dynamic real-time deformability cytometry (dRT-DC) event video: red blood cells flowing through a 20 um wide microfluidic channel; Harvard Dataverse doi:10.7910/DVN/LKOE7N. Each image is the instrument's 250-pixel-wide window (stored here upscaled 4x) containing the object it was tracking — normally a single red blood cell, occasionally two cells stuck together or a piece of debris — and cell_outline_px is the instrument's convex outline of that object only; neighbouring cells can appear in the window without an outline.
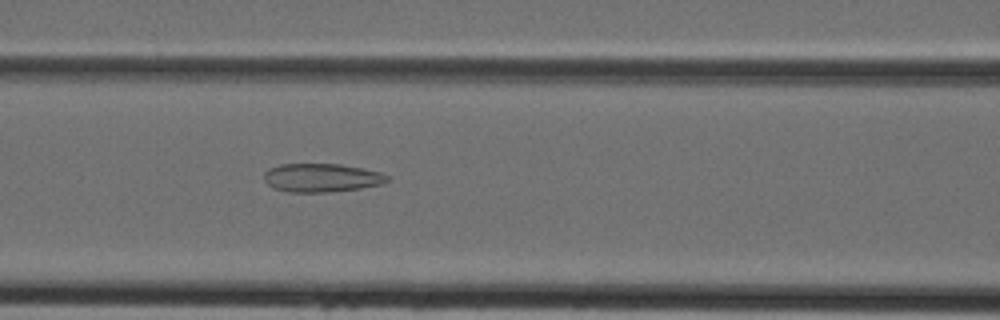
{"species": "Egyptian fruit bat (a non-hibernating species)", "species_latin": "Rousettus aegyptiacus", "temperature_condition": "cold", "stored_images_in_passage": 31, "camera_frame_rate_fps": 3000, "um_per_image_px": 0.085, "animal": {"sex": "female"}, "frame": {"image": 1, "passage_image": 5, "time_ms": 1.333, "image_size_px": [1000, 320], "cell_outline_px": [[388, 180], [384, 184], [360, 188], [328, 192], [288, 192], [272, 188], [264, 180], [264, 172], [268, 168], [280, 164], [340, 164], [380, 172], [388, 176]], "centroid_in_image_um": [27.3, 15.11], "position_along_channel_um": 139.3, "area_um2": 20.52}}
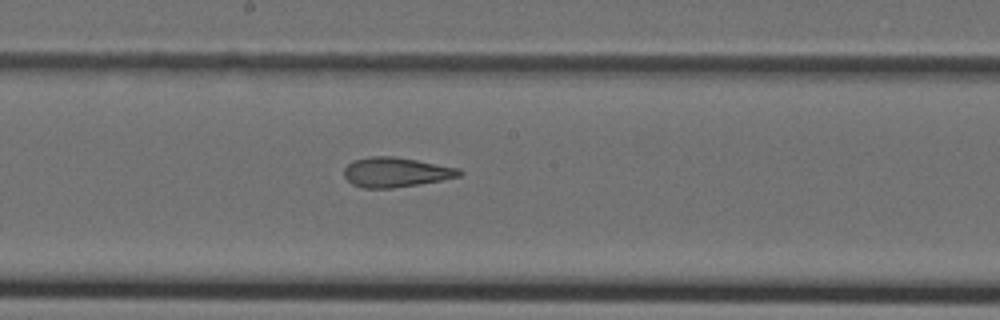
{"frame": {"image": 2, "passage_image": 10, "time_ms": 3.0, "image_size_px": [1000, 320], "cell_outline_px": [[464, 172], [460, 176], [420, 184], [392, 188], [364, 188], [352, 184], [344, 176], [344, 168], [352, 160], [372, 156], [392, 156], [416, 160], [460, 168]], "centroid_in_image_um": [33.64, 14.64], "position_along_channel_um": 214.6, "area_um2": 19.94}}
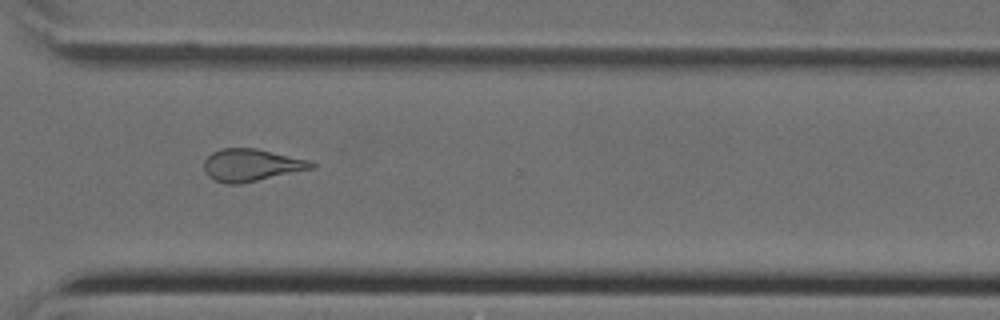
{"frame": {"image": 3, "passage_image": 19, "time_ms": 6.0, "image_size_px": [1000, 320], "cell_outline_px": [[316, 168], [240, 184], [228, 184], [216, 180], [208, 176], [204, 172], [204, 160], [212, 152], [220, 148], [256, 148], [312, 160], [316, 164]], "centroid_in_image_um": [21.4, 14.02], "position_along_channel_um": 349.2, "area_um2": 20.52}}